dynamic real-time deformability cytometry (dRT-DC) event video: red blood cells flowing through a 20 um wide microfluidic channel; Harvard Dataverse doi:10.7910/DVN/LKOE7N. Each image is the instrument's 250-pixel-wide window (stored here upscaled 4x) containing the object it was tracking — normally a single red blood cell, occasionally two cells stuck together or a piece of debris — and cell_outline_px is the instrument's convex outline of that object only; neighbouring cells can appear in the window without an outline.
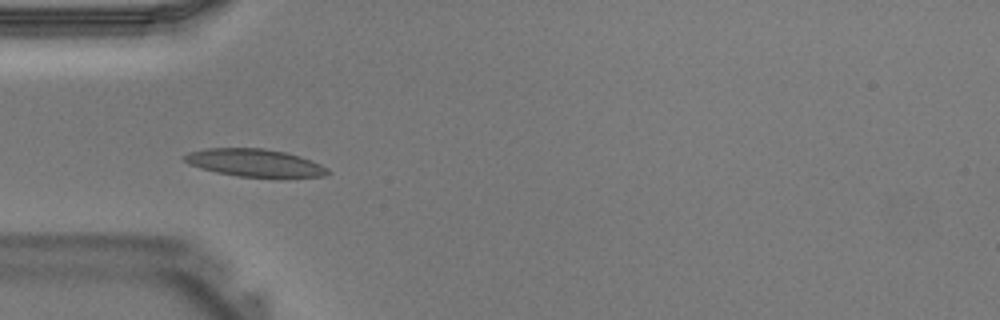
{"species": "Egyptian fruit bat (a non-hibernating species)", "species_latin": "Rousettus aegyptiacus", "temperature_condition": "warm", "stored_images_in_passage": 24, "camera_frame_rate_fps": 3000, "um_per_image_px": 0.085, "animal": {"sex": "male"}, "frame": {"image": 1, "passage_image": 4, "time_ms": 1.0, "image_size_px": [1000, 320], "cell_outline_px": [[332, 172], [324, 176], [280, 180], [240, 176], [216, 172], [200, 168], [188, 164], [184, 160], [184, 156], [188, 152], [208, 148], [264, 148], [284, 152], [300, 156], [320, 164], [328, 168]], "centroid_in_image_um": [21.74, 13.88], "position_along_channel_um": 63.3, "area_um2": 23.87}}
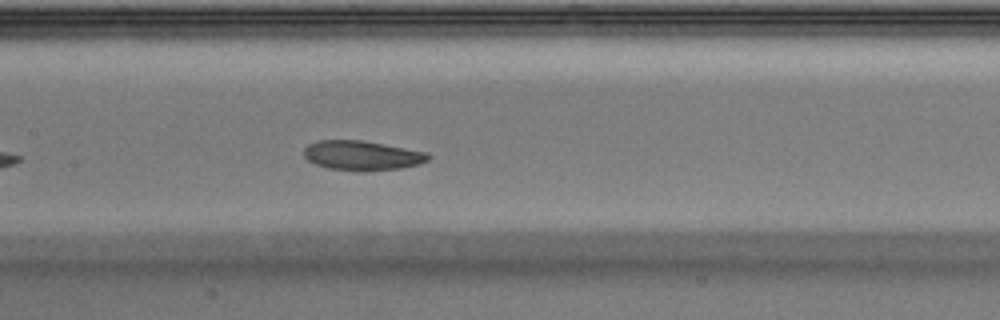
{"frame": {"image": 2, "passage_image": 11, "time_ms": 3.333, "image_size_px": [1000, 320], "cell_outline_px": [[432, 156], [428, 160], [416, 164], [400, 168], [364, 172], [328, 168], [316, 164], [308, 160], [304, 156], [304, 148], [308, 144], [316, 140], [360, 140], [384, 144], [428, 152]], "centroid_in_image_um": [30.76, 13.21], "position_along_channel_um": 176.6, "area_um2": 21.5}}
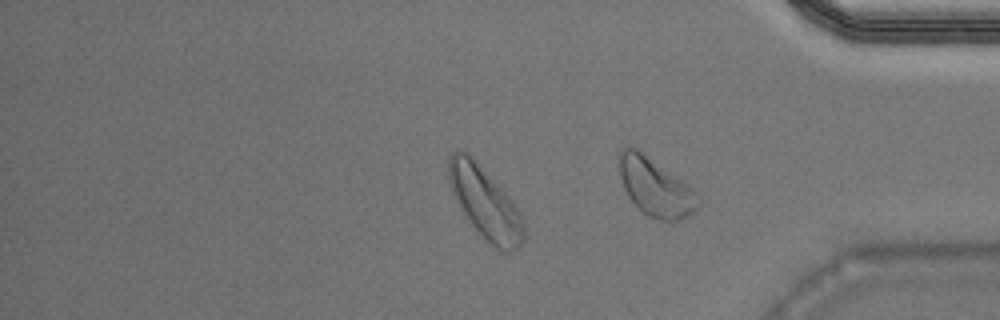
{"frame": {"image": 3, "passage_image": 24, "time_ms": 7.667, "image_size_px": [1000, 320], "cell_outline_px": [[700, 208], [680, 220], [660, 220], [648, 216], [628, 196], [624, 188], [620, 176], [620, 152], [624, 148], [636, 148], [688, 184], [700, 196]], "centroid_in_image_um": [55.76, 15.94], "position_along_channel_um": 379.4, "area_um2": 26.18}}